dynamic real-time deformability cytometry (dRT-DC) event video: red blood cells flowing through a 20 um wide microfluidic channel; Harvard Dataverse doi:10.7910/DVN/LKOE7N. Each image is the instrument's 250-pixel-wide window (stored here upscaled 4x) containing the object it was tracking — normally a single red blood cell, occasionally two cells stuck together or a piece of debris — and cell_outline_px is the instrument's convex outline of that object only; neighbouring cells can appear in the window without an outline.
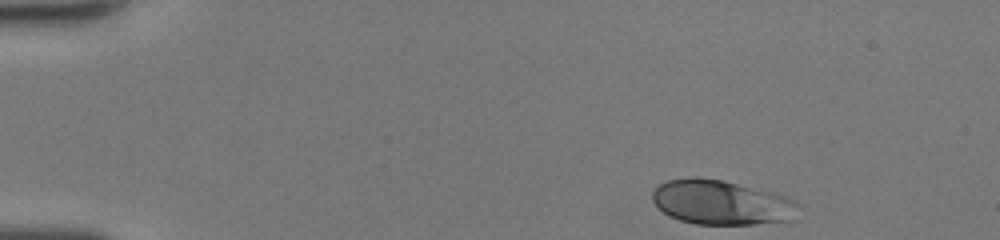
{"species": "human", "species_latin": "Homo sapiens", "temperature_condition": "room temperature", "stored_images_in_passage": 36, "camera_frame_rate_fps": 3000, "um_per_image_px": 0.085, "donor": {"sex": "female"}, "frame": {"image": 1, "passage_image": 1, "time_ms": 0.0, "image_size_px": [1000, 240], "cell_outline_px": [[796, 220], [752, 224], [696, 224], [680, 220], [668, 216], [652, 200], [652, 192], [664, 180], [688, 176], [696, 176], [724, 180], [772, 192], [796, 200]], "centroid_in_image_um": [61.29, 17.19], "position_along_channel_um": 23.7, "area_um2": 38.15}}
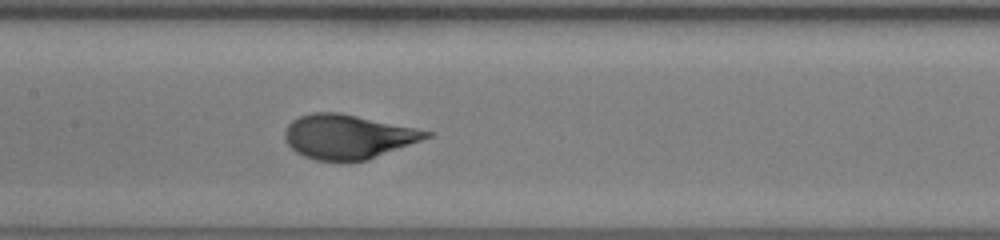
{"frame": {"image": 2, "passage_image": 19, "time_ms": 6.0, "image_size_px": [1000, 240], "cell_outline_px": [[432, 136], [368, 160], [348, 164], [316, 160], [304, 156], [296, 152], [288, 144], [284, 136], [284, 132], [288, 124], [292, 120], [300, 116], [312, 112], [340, 112], [416, 128], [432, 132]], "centroid_in_image_um": [29.55, 11.64], "position_along_channel_um": 177.9, "area_um2": 36.99}}
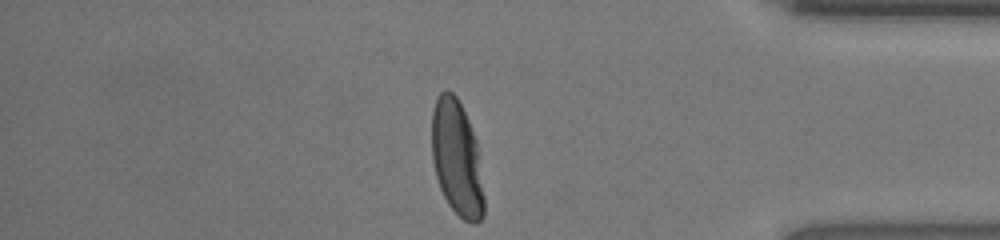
{"frame": {"image": 3, "passage_image": 36, "time_ms": 11.667, "image_size_px": [1000, 240], "cell_outline_px": [[484, 216], [476, 224], [472, 224], [464, 220], [448, 204], [440, 188], [436, 176], [432, 160], [432, 112], [436, 100], [440, 92], [444, 88], [448, 88], [456, 96], [468, 120], [476, 140], [484, 196]], "centroid_in_image_um": [38.83, 13.46], "position_along_channel_um": 396.4, "area_um2": 35.08}, "authors_computed_cell_mechanics": {"area_um2": 36.5585, "velocity_mm_per_s": 4.26, "shape_relaxation_time_tau1_ms": 2.9286, "shape_relaxation_time_tau2_ms": null, "deformation_change_tau1": 0.2178, "deformation_change_tau2": null}}